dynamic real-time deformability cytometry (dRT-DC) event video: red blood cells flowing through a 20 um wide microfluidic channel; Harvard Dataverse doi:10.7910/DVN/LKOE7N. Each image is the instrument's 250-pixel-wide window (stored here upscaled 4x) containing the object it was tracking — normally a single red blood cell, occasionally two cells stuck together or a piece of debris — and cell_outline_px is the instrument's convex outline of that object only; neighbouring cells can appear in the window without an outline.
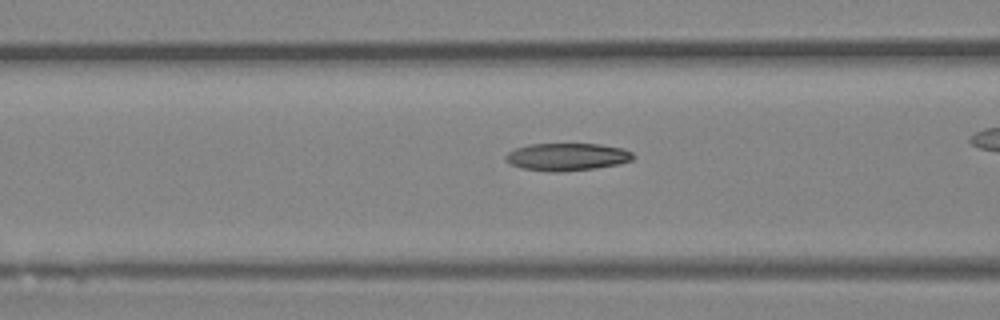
{"species": "Egyptian fruit bat (a non-hibernating species)", "species_latin": "Rousettus aegyptiacus", "temperature_condition": "room temperature", "stored_images_in_passage": 37, "camera_frame_rate_fps": 3000, "um_per_image_px": 0.085, "animal": {"sex": "female"}, "frame": {"image": 1, "passage_image": 18, "time_ms": 5.667, "image_size_px": [1000, 320], "cell_outline_px": [[636, 156], [632, 160], [620, 164], [596, 168], [560, 172], [548, 172], [520, 168], [508, 164], [504, 160], [504, 156], [508, 152], [516, 148], [528, 144], [600, 144], [624, 148], [632, 152]], "centroid_in_image_um": [48.18, 13.34], "position_along_channel_um": 118.4, "area_um2": 20.87}}
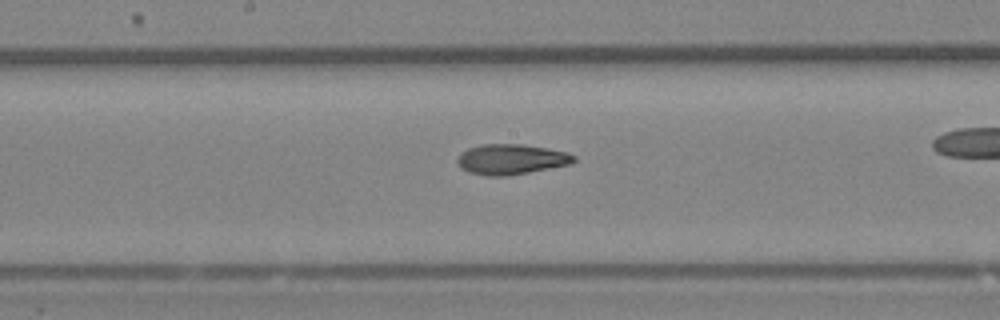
{"frame": {"image": 2, "passage_image": 24, "time_ms": 7.667, "image_size_px": [1000, 320], "cell_outline_px": [[576, 160], [572, 164], [528, 172], [504, 176], [488, 176], [468, 172], [460, 168], [456, 160], [468, 148], [480, 144], [524, 144], [548, 148], [568, 152], [576, 156]], "centroid_in_image_um": [43.48, 13.53], "position_along_channel_um": 204.7, "area_um2": 20.63}}
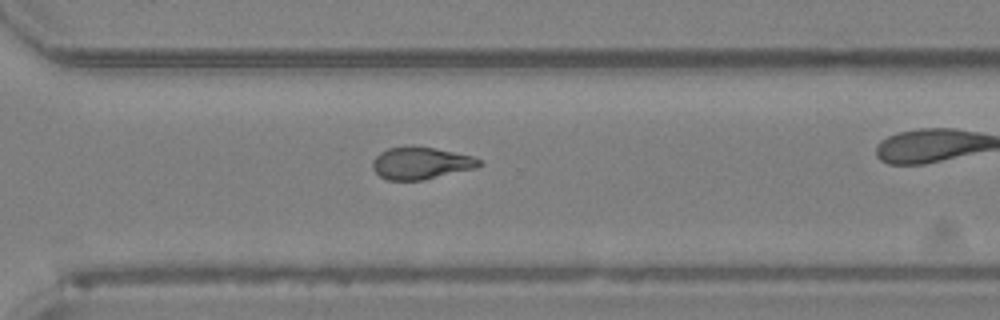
{"frame": {"image": 3, "passage_image": 33, "time_ms": 10.667, "image_size_px": [1000, 320], "cell_outline_px": [[484, 164], [476, 168], [424, 180], [388, 180], [380, 176], [372, 168], [372, 160], [380, 152], [388, 148], [412, 144], [472, 156], [480, 160]], "centroid_in_image_um": [35.75, 13.86], "position_along_channel_um": 334.8, "area_um2": 20.17}}